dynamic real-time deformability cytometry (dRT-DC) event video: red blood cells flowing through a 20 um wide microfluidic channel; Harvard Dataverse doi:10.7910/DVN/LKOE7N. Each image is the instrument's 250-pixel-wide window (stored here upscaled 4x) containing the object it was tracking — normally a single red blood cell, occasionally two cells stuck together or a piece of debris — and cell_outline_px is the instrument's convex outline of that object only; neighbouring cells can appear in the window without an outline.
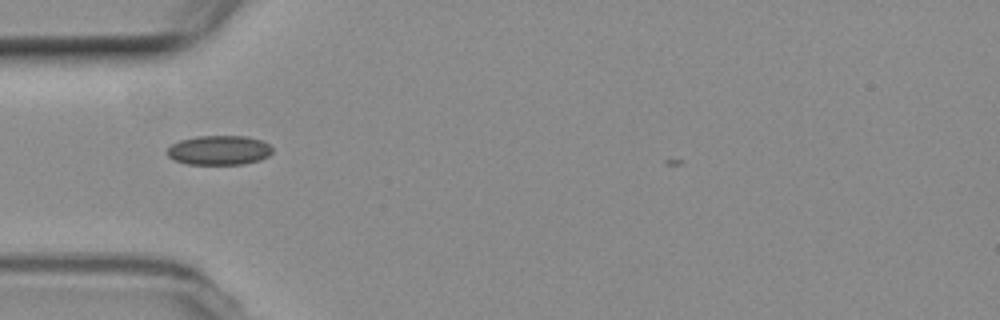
{"species": "common noctule bat (a hibernating species)", "species_latin": "Nyctalus noctula", "temperature_condition": "room temperature", "stored_images_in_passage": 4, "camera_frame_rate_fps": 3000, "um_per_image_px": 0.085, "animal": {"sex": "female", "body_mass_g": 19.3, "forearm_length_mm": 54.1}, "frame": {"image": 1, "passage_image": 1, "time_ms": 0.0, "image_size_px": [1000, 320], "cell_outline_px": [[272, 152], [268, 156], [260, 160], [244, 164], [188, 164], [176, 160], [168, 156], [168, 148], [172, 144], [180, 140], [196, 136], [244, 136], [260, 140], [268, 144], [272, 148]], "centroid_in_image_um": [18.63, 12.77], "position_along_channel_um": 66.4, "area_um2": 17.92}}